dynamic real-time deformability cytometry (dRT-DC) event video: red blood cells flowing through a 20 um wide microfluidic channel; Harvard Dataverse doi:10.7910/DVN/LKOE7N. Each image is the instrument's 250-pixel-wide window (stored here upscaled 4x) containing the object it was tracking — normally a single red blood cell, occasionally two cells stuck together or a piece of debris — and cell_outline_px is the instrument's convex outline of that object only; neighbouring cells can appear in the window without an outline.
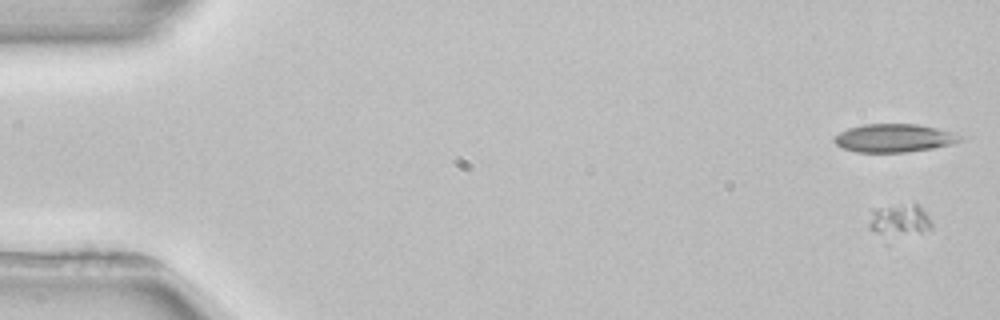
{"species": "common noctule bat (a hibernating species)", "species_latin": "Nyctalus noctula", "temperature_condition": "room temperature", "stored_images_in_passage": 4, "camera_frame_rate_fps": 3000, "um_per_image_px": 0.085, "animal": {"sex": "female", "body_mass_g": 22.7, "forearm_length_mm": 54.2}, "frame": {"image": 1, "passage_image": 1, "time_ms": 0.0, "image_size_px": [1000, 320], "cell_outline_px": [[932, 228], [920, 232], [876, 232], [868, 224], [872, 208], [912, 204], [916, 204], [928, 216], [932, 224]], "centroid_in_image_um": [76.46, 18.63], "position_along_channel_um": 8.5, "area_um2": 10.64}}